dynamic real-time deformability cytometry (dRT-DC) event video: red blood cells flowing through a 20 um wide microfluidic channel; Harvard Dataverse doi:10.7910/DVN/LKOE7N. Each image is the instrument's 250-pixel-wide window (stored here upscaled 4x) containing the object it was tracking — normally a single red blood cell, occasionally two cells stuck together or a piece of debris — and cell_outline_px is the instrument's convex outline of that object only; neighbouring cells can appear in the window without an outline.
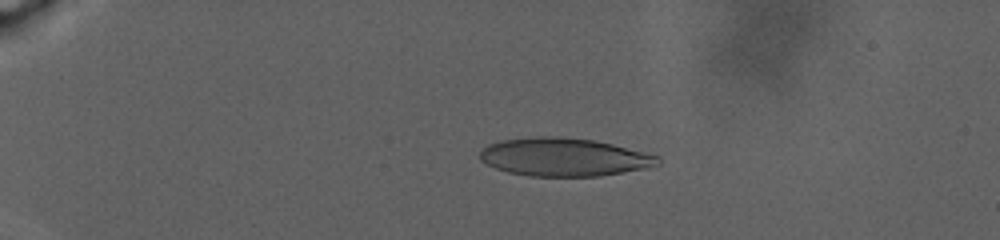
{"species": "human", "species_latin": "Homo sapiens", "temperature_condition": "warm", "stored_images_in_passage": 62, "camera_frame_rate_fps": 3000, "um_per_image_px": 0.085, "donor": {"sex": "male"}, "frame": {"image": 1, "passage_image": 11, "time_ms": 3.667, "image_size_px": [1000, 240], "cell_outline_px": [[660, 164], [644, 168], [600, 176], [528, 176], [508, 172], [496, 168], [480, 160], [480, 152], [488, 144], [504, 140], [536, 136], [560, 136], [592, 140], [612, 144], [660, 156]], "centroid_in_image_um": [47.94, 13.35], "position_along_channel_um": 37.1, "area_um2": 39.36}}
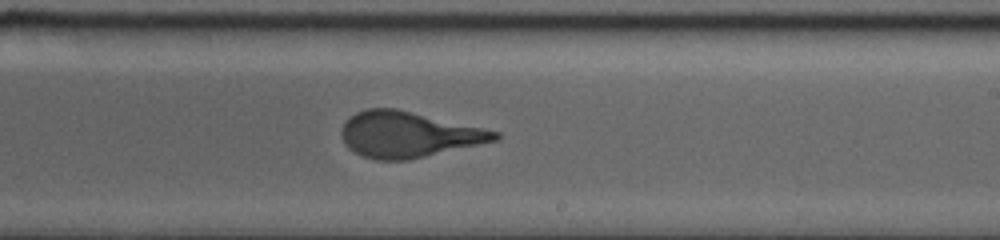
{"frame": {"image": 2, "passage_image": 39, "time_ms": 17.667, "image_size_px": [1000, 240], "cell_outline_px": [[500, 136], [496, 140], [408, 160], [376, 160], [364, 156], [348, 148], [344, 144], [340, 136], [340, 132], [344, 124], [356, 112], [368, 108], [396, 108], [484, 128], [500, 132]], "centroid_in_image_um": [34.67, 11.43], "position_along_channel_um": 254.3, "area_um2": 40.52}}
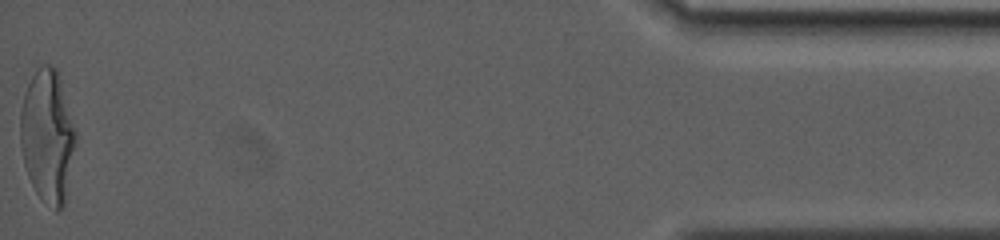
{"frame": {"image": 3, "passage_image": 62, "time_ms": 29.333, "image_size_px": [1000, 240], "cell_outline_px": [[76, 140], [64, 204], [56, 212], [36, 192], [28, 176], [24, 164], [20, 144], [20, 112], [24, 92], [36, 68], [44, 64], [48, 64], [56, 68], [60, 80], [76, 132]], "centroid_in_image_um": [4.02, 11.55], "position_along_channel_um": 431.2, "area_um2": 42.37}}